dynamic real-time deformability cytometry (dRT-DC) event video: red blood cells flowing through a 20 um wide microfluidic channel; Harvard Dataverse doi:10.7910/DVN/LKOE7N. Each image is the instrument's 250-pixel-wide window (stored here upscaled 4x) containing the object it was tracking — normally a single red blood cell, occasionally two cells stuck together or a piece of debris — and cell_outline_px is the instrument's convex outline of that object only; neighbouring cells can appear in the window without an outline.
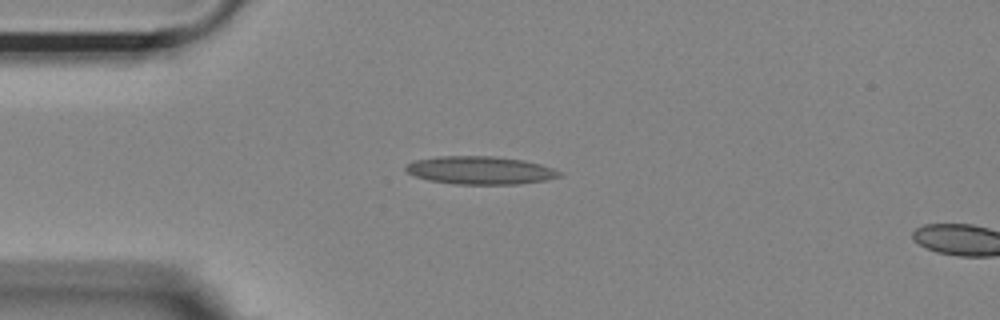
{"species": "Egyptian fruit bat (a non-hibernating species)", "species_latin": "Rousettus aegyptiacus", "temperature_condition": "room temperature", "stored_images_in_passage": 14, "camera_frame_rate_fps": 3000, "um_per_image_px": 0.085, "animal": {"sex": "female"}, "frame": {"image": 1, "passage_image": 12, "time_ms": 3.667, "image_size_px": [1000, 320], "cell_outline_px": [[564, 176], [548, 180], [520, 184], [452, 184], [428, 180], [416, 176], [408, 172], [404, 168], [408, 164], [416, 160], [436, 156], [492, 156], [524, 160], [540, 164], [552, 168], [560, 172]], "centroid_in_image_um": [40.85, 14.48], "position_along_channel_um": 44.1, "area_um2": 25.14}}